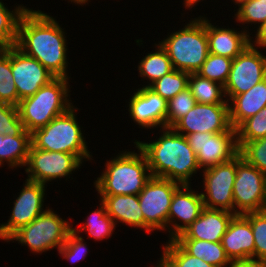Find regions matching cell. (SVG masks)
<instances>
[{"instance_id": "cell-1", "label": "cell", "mask_w": 266, "mask_h": 267, "mask_svg": "<svg viewBox=\"0 0 266 267\" xmlns=\"http://www.w3.org/2000/svg\"><path fill=\"white\" fill-rule=\"evenodd\" d=\"M56 19L51 13L28 6L18 22L15 46L37 59L55 77L72 79L68 62L70 42L66 29Z\"/></svg>"}, {"instance_id": "cell-2", "label": "cell", "mask_w": 266, "mask_h": 267, "mask_svg": "<svg viewBox=\"0 0 266 267\" xmlns=\"http://www.w3.org/2000/svg\"><path fill=\"white\" fill-rule=\"evenodd\" d=\"M158 130L156 136H151L153 140H148L149 142L136 138L132 140V143H136L144 152L151 175L180 184H192V178L194 180L195 174L198 176L202 170L186 137L172 128Z\"/></svg>"}, {"instance_id": "cell-3", "label": "cell", "mask_w": 266, "mask_h": 267, "mask_svg": "<svg viewBox=\"0 0 266 267\" xmlns=\"http://www.w3.org/2000/svg\"><path fill=\"white\" fill-rule=\"evenodd\" d=\"M133 144L135 150L124 148L106 159L92 182L97 195H138L152 177L144 152Z\"/></svg>"}, {"instance_id": "cell-4", "label": "cell", "mask_w": 266, "mask_h": 267, "mask_svg": "<svg viewBox=\"0 0 266 267\" xmlns=\"http://www.w3.org/2000/svg\"><path fill=\"white\" fill-rule=\"evenodd\" d=\"M188 13H181L180 19L185 18L187 14V19L182 21L185 23L180 26H183L182 28L167 32V37L158 42L167 52L174 69L193 74L197 73L205 62L209 55V46L205 14L188 20Z\"/></svg>"}, {"instance_id": "cell-5", "label": "cell", "mask_w": 266, "mask_h": 267, "mask_svg": "<svg viewBox=\"0 0 266 267\" xmlns=\"http://www.w3.org/2000/svg\"><path fill=\"white\" fill-rule=\"evenodd\" d=\"M79 109L75 105L66 113L54 118L46 126L31 133L32 145L37 149L77 155L83 162L95 163L88 147L85 130L77 118ZM93 160V161H92Z\"/></svg>"}, {"instance_id": "cell-6", "label": "cell", "mask_w": 266, "mask_h": 267, "mask_svg": "<svg viewBox=\"0 0 266 267\" xmlns=\"http://www.w3.org/2000/svg\"><path fill=\"white\" fill-rule=\"evenodd\" d=\"M72 79L55 77L34 95L20 100L18 112L24 129L33 133L54 118L66 113L74 102L71 98ZM71 86V87H70Z\"/></svg>"}, {"instance_id": "cell-7", "label": "cell", "mask_w": 266, "mask_h": 267, "mask_svg": "<svg viewBox=\"0 0 266 267\" xmlns=\"http://www.w3.org/2000/svg\"><path fill=\"white\" fill-rule=\"evenodd\" d=\"M72 222L74 223L73 220L61 217L57 210L48 207L30 224L15 232L6 243L18 242L25 248L27 246L34 256L54 249L58 251L72 231Z\"/></svg>"}, {"instance_id": "cell-8", "label": "cell", "mask_w": 266, "mask_h": 267, "mask_svg": "<svg viewBox=\"0 0 266 267\" xmlns=\"http://www.w3.org/2000/svg\"><path fill=\"white\" fill-rule=\"evenodd\" d=\"M180 185L173 180L152 176L138 194L146 234L162 231L168 236V213L174 192Z\"/></svg>"}, {"instance_id": "cell-9", "label": "cell", "mask_w": 266, "mask_h": 267, "mask_svg": "<svg viewBox=\"0 0 266 267\" xmlns=\"http://www.w3.org/2000/svg\"><path fill=\"white\" fill-rule=\"evenodd\" d=\"M84 164L77 155L45 151L31 144L24 173L26 179L48 186L56 181L58 183L60 179L66 182L70 178L73 180V174L78 173L77 170L83 168Z\"/></svg>"}, {"instance_id": "cell-10", "label": "cell", "mask_w": 266, "mask_h": 267, "mask_svg": "<svg viewBox=\"0 0 266 267\" xmlns=\"http://www.w3.org/2000/svg\"><path fill=\"white\" fill-rule=\"evenodd\" d=\"M20 188L19 194L13 195L14 202L9 219L0 223V240L4 242L50 207L45 203L48 192L46 185L25 178Z\"/></svg>"}, {"instance_id": "cell-11", "label": "cell", "mask_w": 266, "mask_h": 267, "mask_svg": "<svg viewBox=\"0 0 266 267\" xmlns=\"http://www.w3.org/2000/svg\"><path fill=\"white\" fill-rule=\"evenodd\" d=\"M237 173V155L231 160L203 169L199 173L204 207L234 213L233 185ZM202 175V176H201Z\"/></svg>"}, {"instance_id": "cell-12", "label": "cell", "mask_w": 266, "mask_h": 267, "mask_svg": "<svg viewBox=\"0 0 266 267\" xmlns=\"http://www.w3.org/2000/svg\"><path fill=\"white\" fill-rule=\"evenodd\" d=\"M234 214L266 210V175L237 154V173L233 185Z\"/></svg>"}, {"instance_id": "cell-13", "label": "cell", "mask_w": 266, "mask_h": 267, "mask_svg": "<svg viewBox=\"0 0 266 267\" xmlns=\"http://www.w3.org/2000/svg\"><path fill=\"white\" fill-rule=\"evenodd\" d=\"M264 48L250 44L233 59L224 92L229 102L235 95L250 90L254 85L266 78V55Z\"/></svg>"}, {"instance_id": "cell-14", "label": "cell", "mask_w": 266, "mask_h": 267, "mask_svg": "<svg viewBox=\"0 0 266 267\" xmlns=\"http://www.w3.org/2000/svg\"><path fill=\"white\" fill-rule=\"evenodd\" d=\"M185 137L196 154L201 170L227 162L239 152L236 129L233 127L225 132H196Z\"/></svg>"}, {"instance_id": "cell-15", "label": "cell", "mask_w": 266, "mask_h": 267, "mask_svg": "<svg viewBox=\"0 0 266 267\" xmlns=\"http://www.w3.org/2000/svg\"><path fill=\"white\" fill-rule=\"evenodd\" d=\"M130 92V98L126 100L125 105L131 118V122L136 124L139 129L150 131L155 135L154 132L161 128H166V114H167V103L164 98L156 94L149 87H132ZM132 93V94H131ZM149 129V130H148ZM155 130V131H152Z\"/></svg>"}, {"instance_id": "cell-16", "label": "cell", "mask_w": 266, "mask_h": 267, "mask_svg": "<svg viewBox=\"0 0 266 267\" xmlns=\"http://www.w3.org/2000/svg\"><path fill=\"white\" fill-rule=\"evenodd\" d=\"M229 104H201L195 106L171 128L182 135L196 132L219 133L231 128Z\"/></svg>"}, {"instance_id": "cell-17", "label": "cell", "mask_w": 266, "mask_h": 267, "mask_svg": "<svg viewBox=\"0 0 266 267\" xmlns=\"http://www.w3.org/2000/svg\"><path fill=\"white\" fill-rule=\"evenodd\" d=\"M10 62L20 100L34 95L55 78L37 59L27 56L15 45L10 46Z\"/></svg>"}, {"instance_id": "cell-18", "label": "cell", "mask_w": 266, "mask_h": 267, "mask_svg": "<svg viewBox=\"0 0 266 267\" xmlns=\"http://www.w3.org/2000/svg\"><path fill=\"white\" fill-rule=\"evenodd\" d=\"M199 189L181 184L175 190L168 213L167 240L175 239L200 216L204 203Z\"/></svg>"}, {"instance_id": "cell-19", "label": "cell", "mask_w": 266, "mask_h": 267, "mask_svg": "<svg viewBox=\"0 0 266 267\" xmlns=\"http://www.w3.org/2000/svg\"><path fill=\"white\" fill-rule=\"evenodd\" d=\"M212 17L206 14V35L208 39L209 53L234 59L249 44L250 36L242 28L218 25ZM215 24V25H214ZM242 29V30H241Z\"/></svg>"}, {"instance_id": "cell-20", "label": "cell", "mask_w": 266, "mask_h": 267, "mask_svg": "<svg viewBox=\"0 0 266 267\" xmlns=\"http://www.w3.org/2000/svg\"><path fill=\"white\" fill-rule=\"evenodd\" d=\"M234 213L204 207L200 216L175 239H198L221 242Z\"/></svg>"}, {"instance_id": "cell-21", "label": "cell", "mask_w": 266, "mask_h": 267, "mask_svg": "<svg viewBox=\"0 0 266 267\" xmlns=\"http://www.w3.org/2000/svg\"><path fill=\"white\" fill-rule=\"evenodd\" d=\"M221 244L233 263L254 260L253 232L250 222L243 215L232 218Z\"/></svg>"}, {"instance_id": "cell-22", "label": "cell", "mask_w": 266, "mask_h": 267, "mask_svg": "<svg viewBox=\"0 0 266 267\" xmlns=\"http://www.w3.org/2000/svg\"><path fill=\"white\" fill-rule=\"evenodd\" d=\"M97 197L105 203L107 214L115 222L116 227L121 228V225H125L144 231V216L138 195H97Z\"/></svg>"}, {"instance_id": "cell-23", "label": "cell", "mask_w": 266, "mask_h": 267, "mask_svg": "<svg viewBox=\"0 0 266 267\" xmlns=\"http://www.w3.org/2000/svg\"><path fill=\"white\" fill-rule=\"evenodd\" d=\"M266 106V78L250 90L235 95L229 101L230 123L237 128L244 120L257 114Z\"/></svg>"}, {"instance_id": "cell-24", "label": "cell", "mask_w": 266, "mask_h": 267, "mask_svg": "<svg viewBox=\"0 0 266 267\" xmlns=\"http://www.w3.org/2000/svg\"><path fill=\"white\" fill-rule=\"evenodd\" d=\"M151 48L155 49L148 51V53L144 51L142 58L140 61L138 60L136 65L138 78L141 77L140 81H143L142 85H138L140 87H149L156 80L174 70L167 52L158 41L153 43Z\"/></svg>"}, {"instance_id": "cell-25", "label": "cell", "mask_w": 266, "mask_h": 267, "mask_svg": "<svg viewBox=\"0 0 266 267\" xmlns=\"http://www.w3.org/2000/svg\"><path fill=\"white\" fill-rule=\"evenodd\" d=\"M31 144V133L25 129L18 136L0 134V168L24 169Z\"/></svg>"}, {"instance_id": "cell-26", "label": "cell", "mask_w": 266, "mask_h": 267, "mask_svg": "<svg viewBox=\"0 0 266 267\" xmlns=\"http://www.w3.org/2000/svg\"><path fill=\"white\" fill-rule=\"evenodd\" d=\"M97 199L98 207L90 211L78 227L72 223V231L77 235H84L83 233H86L87 238L85 240L93 238L96 242L104 241V239L107 241L114 235L115 228L117 227L112 218L107 214L105 203L101 199Z\"/></svg>"}, {"instance_id": "cell-27", "label": "cell", "mask_w": 266, "mask_h": 267, "mask_svg": "<svg viewBox=\"0 0 266 267\" xmlns=\"http://www.w3.org/2000/svg\"><path fill=\"white\" fill-rule=\"evenodd\" d=\"M188 254L202 259L216 267H233L234 263L226 255L221 242L198 239H174Z\"/></svg>"}, {"instance_id": "cell-28", "label": "cell", "mask_w": 266, "mask_h": 267, "mask_svg": "<svg viewBox=\"0 0 266 267\" xmlns=\"http://www.w3.org/2000/svg\"><path fill=\"white\" fill-rule=\"evenodd\" d=\"M188 87L195 97L196 103L229 104L225 96L224 86L201 77L197 73L189 75Z\"/></svg>"}, {"instance_id": "cell-29", "label": "cell", "mask_w": 266, "mask_h": 267, "mask_svg": "<svg viewBox=\"0 0 266 267\" xmlns=\"http://www.w3.org/2000/svg\"><path fill=\"white\" fill-rule=\"evenodd\" d=\"M0 0V47L13 46L17 42L18 22L27 5L15 3L11 9ZM17 4V5H16ZM13 8V9H12Z\"/></svg>"}, {"instance_id": "cell-30", "label": "cell", "mask_w": 266, "mask_h": 267, "mask_svg": "<svg viewBox=\"0 0 266 267\" xmlns=\"http://www.w3.org/2000/svg\"><path fill=\"white\" fill-rule=\"evenodd\" d=\"M232 13L234 15L230 16L231 14H229V17L234 18V22L237 23L235 26L241 27L250 35L253 29L255 30L266 20V0H251L242 4Z\"/></svg>"}, {"instance_id": "cell-31", "label": "cell", "mask_w": 266, "mask_h": 267, "mask_svg": "<svg viewBox=\"0 0 266 267\" xmlns=\"http://www.w3.org/2000/svg\"><path fill=\"white\" fill-rule=\"evenodd\" d=\"M160 259L168 267H216L188 254L174 239L161 245Z\"/></svg>"}, {"instance_id": "cell-32", "label": "cell", "mask_w": 266, "mask_h": 267, "mask_svg": "<svg viewBox=\"0 0 266 267\" xmlns=\"http://www.w3.org/2000/svg\"><path fill=\"white\" fill-rule=\"evenodd\" d=\"M19 102L11 70L10 46L0 47V103L18 106Z\"/></svg>"}, {"instance_id": "cell-33", "label": "cell", "mask_w": 266, "mask_h": 267, "mask_svg": "<svg viewBox=\"0 0 266 267\" xmlns=\"http://www.w3.org/2000/svg\"><path fill=\"white\" fill-rule=\"evenodd\" d=\"M189 73L174 69L152 83L149 88L166 101L174 98L180 91L188 87Z\"/></svg>"}, {"instance_id": "cell-34", "label": "cell", "mask_w": 266, "mask_h": 267, "mask_svg": "<svg viewBox=\"0 0 266 267\" xmlns=\"http://www.w3.org/2000/svg\"><path fill=\"white\" fill-rule=\"evenodd\" d=\"M232 62L233 59L231 58L209 53L197 74L224 86L228 79Z\"/></svg>"}, {"instance_id": "cell-35", "label": "cell", "mask_w": 266, "mask_h": 267, "mask_svg": "<svg viewBox=\"0 0 266 267\" xmlns=\"http://www.w3.org/2000/svg\"><path fill=\"white\" fill-rule=\"evenodd\" d=\"M237 145L241 157L266 175V137L253 141H237Z\"/></svg>"}, {"instance_id": "cell-36", "label": "cell", "mask_w": 266, "mask_h": 267, "mask_svg": "<svg viewBox=\"0 0 266 267\" xmlns=\"http://www.w3.org/2000/svg\"><path fill=\"white\" fill-rule=\"evenodd\" d=\"M196 104L195 97L189 87L180 91L167 103L166 127L171 128L179 119L184 117Z\"/></svg>"}, {"instance_id": "cell-37", "label": "cell", "mask_w": 266, "mask_h": 267, "mask_svg": "<svg viewBox=\"0 0 266 267\" xmlns=\"http://www.w3.org/2000/svg\"><path fill=\"white\" fill-rule=\"evenodd\" d=\"M251 224L254 237V260L266 261V210L243 215Z\"/></svg>"}, {"instance_id": "cell-38", "label": "cell", "mask_w": 266, "mask_h": 267, "mask_svg": "<svg viewBox=\"0 0 266 267\" xmlns=\"http://www.w3.org/2000/svg\"><path fill=\"white\" fill-rule=\"evenodd\" d=\"M236 137L237 141H253L266 137V106L236 128Z\"/></svg>"}, {"instance_id": "cell-39", "label": "cell", "mask_w": 266, "mask_h": 267, "mask_svg": "<svg viewBox=\"0 0 266 267\" xmlns=\"http://www.w3.org/2000/svg\"><path fill=\"white\" fill-rule=\"evenodd\" d=\"M85 236L77 235L71 231L64 244L59 248L58 255L62 260H67L71 264L76 265L78 262L83 261L87 258L88 252H90L89 244L85 241ZM76 263V264H75Z\"/></svg>"}, {"instance_id": "cell-40", "label": "cell", "mask_w": 266, "mask_h": 267, "mask_svg": "<svg viewBox=\"0 0 266 267\" xmlns=\"http://www.w3.org/2000/svg\"><path fill=\"white\" fill-rule=\"evenodd\" d=\"M24 130L18 107L0 103V134L18 136Z\"/></svg>"}, {"instance_id": "cell-41", "label": "cell", "mask_w": 266, "mask_h": 267, "mask_svg": "<svg viewBox=\"0 0 266 267\" xmlns=\"http://www.w3.org/2000/svg\"><path fill=\"white\" fill-rule=\"evenodd\" d=\"M249 36L251 46L266 49V20L253 30Z\"/></svg>"}, {"instance_id": "cell-42", "label": "cell", "mask_w": 266, "mask_h": 267, "mask_svg": "<svg viewBox=\"0 0 266 267\" xmlns=\"http://www.w3.org/2000/svg\"><path fill=\"white\" fill-rule=\"evenodd\" d=\"M233 267H266V261L247 260L234 263Z\"/></svg>"}, {"instance_id": "cell-43", "label": "cell", "mask_w": 266, "mask_h": 267, "mask_svg": "<svg viewBox=\"0 0 266 267\" xmlns=\"http://www.w3.org/2000/svg\"><path fill=\"white\" fill-rule=\"evenodd\" d=\"M203 1H205L206 2V0H183V8H185V10H183V11H190V12H192L193 10L192 9H197V8H195V7H197V6H200L199 4L202 2L203 3ZM199 3V4H198ZM197 5V6H196ZM194 7V8H193ZM187 9V10H186Z\"/></svg>"}, {"instance_id": "cell-44", "label": "cell", "mask_w": 266, "mask_h": 267, "mask_svg": "<svg viewBox=\"0 0 266 267\" xmlns=\"http://www.w3.org/2000/svg\"><path fill=\"white\" fill-rule=\"evenodd\" d=\"M68 2V4H74L75 6L77 5L78 7L79 6H85V5H88L89 6V3L91 2V0H65ZM93 1V0H92Z\"/></svg>"}, {"instance_id": "cell-45", "label": "cell", "mask_w": 266, "mask_h": 267, "mask_svg": "<svg viewBox=\"0 0 266 267\" xmlns=\"http://www.w3.org/2000/svg\"><path fill=\"white\" fill-rule=\"evenodd\" d=\"M231 2V4L233 3V7H234V11H235V8L237 9L238 7H240L242 4L246 3V2H249L251 0H229Z\"/></svg>"}, {"instance_id": "cell-46", "label": "cell", "mask_w": 266, "mask_h": 267, "mask_svg": "<svg viewBox=\"0 0 266 267\" xmlns=\"http://www.w3.org/2000/svg\"><path fill=\"white\" fill-rule=\"evenodd\" d=\"M149 267H168L161 259L158 258L157 263H153Z\"/></svg>"}]
</instances>
